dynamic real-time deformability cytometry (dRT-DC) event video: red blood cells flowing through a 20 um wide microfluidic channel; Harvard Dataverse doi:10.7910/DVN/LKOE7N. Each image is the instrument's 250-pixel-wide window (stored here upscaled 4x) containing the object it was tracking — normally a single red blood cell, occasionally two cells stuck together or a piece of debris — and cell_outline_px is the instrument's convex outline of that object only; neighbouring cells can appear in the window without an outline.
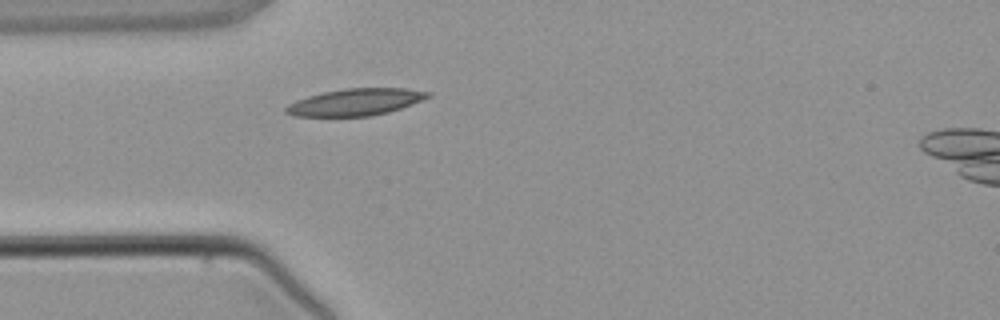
{"species": "common noctule bat (a hibernating species)", "species_latin": "Nyctalus noctula", "temperature_condition": "warm", "stored_images_in_passage": 2, "camera_frame_rate_fps": 3000, "um_per_image_px": 0.085, "animal": {"sex": "male", "body_mass_g": 21.5, "forearm_length_mm": 52.0}, "frame": {"image": 1, "passage_image": 1, "time_ms": 0.0, "image_size_px": [1000, 320], "cell_outline_px": [[432, 96], [412, 104], [388, 112], [372, 116], [292, 116], [284, 112], [284, 108], [288, 104], [296, 100], [308, 96], [324, 92], [344, 88], [404, 88], [432, 92]], "centroid_in_image_um": [30.21, 8.67], "position_along_channel_um": 54.8, "area_um2": 22.31}}